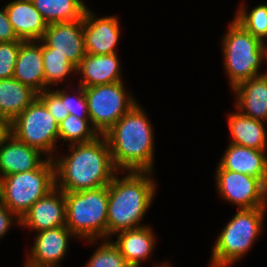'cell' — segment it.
<instances>
[{
    "label": "cell",
    "instance_id": "1",
    "mask_svg": "<svg viewBox=\"0 0 267 267\" xmlns=\"http://www.w3.org/2000/svg\"><path fill=\"white\" fill-rule=\"evenodd\" d=\"M67 156L53 157L55 187L63 192H79L107 186L119 172L114 166L104 135L91 142L67 145Z\"/></svg>",
    "mask_w": 267,
    "mask_h": 267
},
{
    "label": "cell",
    "instance_id": "2",
    "mask_svg": "<svg viewBox=\"0 0 267 267\" xmlns=\"http://www.w3.org/2000/svg\"><path fill=\"white\" fill-rule=\"evenodd\" d=\"M137 103L105 134L119 172H153L154 128Z\"/></svg>",
    "mask_w": 267,
    "mask_h": 267
},
{
    "label": "cell",
    "instance_id": "3",
    "mask_svg": "<svg viewBox=\"0 0 267 267\" xmlns=\"http://www.w3.org/2000/svg\"><path fill=\"white\" fill-rule=\"evenodd\" d=\"M119 173L107 185V239L121 231L144 227L140 222L156 194L152 172L127 171L122 178Z\"/></svg>",
    "mask_w": 267,
    "mask_h": 267
},
{
    "label": "cell",
    "instance_id": "4",
    "mask_svg": "<svg viewBox=\"0 0 267 267\" xmlns=\"http://www.w3.org/2000/svg\"><path fill=\"white\" fill-rule=\"evenodd\" d=\"M266 210L267 207L237 209L215 241L210 267H229L245 256L263 231Z\"/></svg>",
    "mask_w": 267,
    "mask_h": 267
},
{
    "label": "cell",
    "instance_id": "5",
    "mask_svg": "<svg viewBox=\"0 0 267 267\" xmlns=\"http://www.w3.org/2000/svg\"><path fill=\"white\" fill-rule=\"evenodd\" d=\"M222 38L224 70L231 89L243 81L260 75L262 62L267 61V45L255 38L235 19Z\"/></svg>",
    "mask_w": 267,
    "mask_h": 267
},
{
    "label": "cell",
    "instance_id": "6",
    "mask_svg": "<svg viewBox=\"0 0 267 267\" xmlns=\"http://www.w3.org/2000/svg\"><path fill=\"white\" fill-rule=\"evenodd\" d=\"M66 226L79 239L94 244L107 239L108 186L64 192Z\"/></svg>",
    "mask_w": 267,
    "mask_h": 267
},
{
    "label": "cell",
    "instance_id": "7",
    "mask_svg": "<svg viewBox=\"0 0 267 267\" xmlns=\"http://www.w3.org/2000/svg\"><path fill=\"white\" fill-rule=\"evenodd\" d=\"M55 188V166L52 158L35 170L0 178V203L20 220L31 206Z\"/></svg>",
    "mask_w": 267,
    "mask_h": 267
},
{
    "label": "cell",
    "instance_id": "8",
    "mask_svg": "<svg viewBox=\"0 0 267 267\" xmlns=\"http://www.w3.org/2000/svg\"><path fill=\"white\" fill-rule=\"evenodd\" d=\"M11 134L28 146L53 158L59 140V124L37 97L11 122Z\"/></svg>",
    "mask_w": 267,
    "mask_h": 267
},
{
    "label": "cell",
    "instance_id": "9",
    "mask_svg": "<svg viewBox=\"0 0 267 267\" xmlns=\"http://www.w3.org/2000/svg\"><path fill=\"white\" fill-rule=\"evenodd\" d=\"M92 126L104 135L137 104L127 93L123 81L84 88Z\"/></svg>",
    "mask_w": 267,
    "mask_h": 267
},
{
    "label": "cell",
    "instance_id": "10",
    "mask_svg": "<svg viewBox=\"0 0 267 267\" xmlns=\"http://www.w3.org/2000/svg\"><path fill=\"white\" fill-rule=\"evenodd\" d=\"M216 189L225 201L238 209L267 207V186L248 174L216 169Z\"/></svg>",
    "mask_w": 267,
    "mask_h": 267
},
{
    "label": "cell",
    "instance_id": "11",
    "mask_svg": "<svg viewBox=\"0 0 267 267\" xmlns=\"http://www.w3.org/2000/svg\"><path fill=\"white\" fill-rule=\"evenodd\" d=\"M36 234L23 267H61L58 264L68 253L70 238L76 236L66 225Z\"/></svg>",
    "mask_w": 267,
    "mask_h": 267
},
{
    "label": "cell",
    "instance_id": "12",
    "mask_svg": "<svg viewBox=\"0 0 267 267\" xmlns=\"http://www.w3.org/2000/svg\"><path fill=\"white\" fill-rule=\"evenodd\" d=\"M54 53L64 56L76 68L86 55L83 34V18L71 22L48 24L40 40Z\"/></svg>",
    "mask_w": 267,
    "mask_h": 267
},
{
    "label": "cell",
    "instance_id": "13",
    "mask_svg": "<svg viewBox=\"0 0 267 267\" xmlns=\"http://www.w3.org/2000/svg\"><path fill=\"white\" fill-rule=\"evenodd\" d=\"M120 23L117 16L96 17L88 7L83 16V34L87 54L116 53L120 39Z\"/></svg>",
    "mask_w": 267,
    "mask_h": 267
},
{
    "label": "cell",
    "instance_id": "14",
    "mask_svg": "<svg viewBox=\"0 0 267 267\" xmlns=\"http://www.w3.org/2000/svg\"><path fill=\"white\" fill-rule=\"evenodd\" d=\"M20 226L40 232L66 225L64 192L54 188L36 201L21 218Z\"/></svg>",
    "mask_w": 267,
    "mask_h": 267
},
{
    "label": "cell",
    "instance_id": "15",
    "mask_svg": "<svg viewBox=\"0 0 267 267\" xmlns=\"http://www.w3.org/2000/svg\"><path fill=\"white\" fill-rule=\"evenodd\" d=\"M45 154L10 134L0 145V178L37 169Z\"/></svg>",
    "mask_w": 267,
    "mask_h": 267
},
{
    "label": "cell",
    "instance_id": "16",
    "mask_svg": "<svg viewBox=\"0 0 267 267\" xmlns=\"http://www.w3.org/2000/svg\"><path fill=\"white\" fill-rule=\"evenodd\" d=\"M265 151L229 143L216 169L248 174L260 179L267 186V155Z\"/></svg>",
    "mask_w": 267,
    "mask_h": 267
},
{
    "label": "cell",
    "instance_id": "17",
    "mask_svg": "<svg viewBox=\"0 0 267 267\" xmlns=\"http://www.w3.org/2000/svg\"><path fill=\"white\" fill-rule=\"evenodd\" d=\"M13 77L37 93L47 90L42 57V42L23 41L14 66Z\"/></svg>",
    "mask_w": 267,
    "mask_h": 267
},
{
    "label": "cell",
    "instance_id": "18",
    "mask_svg": "<svg viewBox=\"0 0 267 267\" xmlns=\"http://www.w3.org/2000/svg\"><path fill=\"white\" fill-rule=\"evenodd\" d=\"M117 55V53L105 55L86 53L76 68V75H80L79 85L87 88L123 81Z\"/></svg>",
    "mask_w": 267,
    "mask_h": 267
},
{
    "label": "cell",
    "instance_id": "19",
    "mask_svg": "<svg viewBox=\"0 0 267 267\" xmlns=\"http://www.w3.org/2000/svg\"><path fill=\"white\" fill-rule=\"evenodd\" d=\"M8 20L19 40L39 41L47 28L31 0H13L5 5Z\"/></svg>",
    "mask_w": 267,
    "mask_h": 267
},
{
    "label": "cell",
    "instance_id": "20",
    "mask_svg": "<svg viewBox=\"0 0 267 267\" xmlns=\"http://www.w3.org/2000/svg\"><path fill=\"white\" fill-rule=\"evenodd\" d=\"M232 91L235 108L242 115L267 123V72L241 82Z\"/></svg>",
    "mask_w": 267,
    "mask_h": 267
},
{
    "label": "cell",
    "instance_id": "21",
    "mask_svg": "<svg viewBox=\"0 0 267 267\" xmlns=\"http://www.w3.org/2000/svg\"><path fill=\"white\" fill-rule=\"evenodd\" d=\"M115 244L131 267H140L155 249L156 237L150 226L125 230L117 233Z\"/></svg>",
    "mask_w": 267,
    "mask_h": 267
},
{
    "label": "cell",
    "instance_id": "22",
    "mask_svg": "<svg viewBox=\"0 0 267 267\" xmlns=\"http://www.w3.org/2000/svg\"><path fill=\"white\" fill-rule=\"evenodd\" d=\"M232 144L257 150H267V123L242 115L239 111L228 115Z\"/></svg>",
    "mask_w": 267,
    "mask_h": 267
},
{
    "label": "cell",
    "instance_id": "23",
    "mask_svg": "<svg viewBox=\"0 0 267 267\" xmlns=\"http://www.w3.org/2000/svg\"><path fill=\"white\" fill-rule=\"evenodd\" d=\"M37 97L36 91L14 77L0 79V117L12 122Z\"/></svg>",
    "mask_w": 267,
    "mask_h": 267
},
{
    "label": "cell",
    "instance_id": "24",
    "mask_svg": "<svg viewBox=\"0 0 267 267\" xmlns=\"http://www.w3.org/2000/svg\"><path fill=\"white\" fill-rule=\"evenodd\" d=\"M48 24L82 19L87 8L82 0H31Z\"/></svg>",
    "mask_w": 267,
    "mask_h": 267
},
{
    "label": "cell",
    "instance_id": "25",
    "mask_svg": "<svg viewBox=\"0 0 267 267\" xmlns=\"http://www.w3.org/2000/svg\"><path fill=\"white\" fill-rule=\"evenodd\" d=\"M100 134L92 126L90 119H80L75 115L69 114L59 124V141L64 145L65 141L69 144H80L91 142Z\"/></svg>",
    "mask_w": 267,
    "mask_h": 267
},
{
    "label": "cell",
    "instance_id": "26",
    "mask_svg": "<svg viewBox=\"0 0 267 267\" xmlns=\"http://www.w3.org/2000/svg\"><path fill=\"white\" fill-rule=\"evenodd\" d=\"M42 57L45 74V86L49 89L62 83L70 74H76V67L64 56L54 53V49L46 47L42 43Z\"/></svg>",
    "mask_w": 267,
    "mask_h": 267
},
{
    "label": "cell",
    "instance_id": "27",
    "mask_svg": "<svg viewBox=\"0 0 267 267\" xmlns=\"http://www.w3.org/2000/svg\"><path fill=\"white\" fill-rule=\"evenodd\" d=\"M234 19L255 38L267 44V2L247 10L244 4L239 5Z\"/></svg>",
    "mask_w": 267,
    "mask_h": 267
},
{
    "label": "cell",
    "instance_id": "28",
    "mask_svg": "<svg viewBox=\"0 0 267 267\" xmlns=\"http://www.w3.org/2000/svg\"><path fill=\"white\" fill-rule=\"evenodd\" d=\"M103 241L88 260L85 267H131L121 254L114 240L101 239Z\"/></svg>",
    "mask_w": 267,
    "mask_h": 267
},
{
    "label": "cell",
    "instance_id": "29",
    "mask_svg": "<svg viewBox=\"0 0 267 267\" xmlns=\"http://www.w3.org/2000/svg\"><path fill=\"white\" fill-rule=\"evenodd\" d=\"M22 42H0V79L13 77L14 66Z\"/></svg>",
    "mask_w": 267,
    "mask_h": 267
},
{
    "label": "cell",
    "instance_id": "30",
    "mask_svg": "<svg viewBox=\"0 0 267 267\" xmlns=\"http://www.w3.org/2000/svg\"><path fill=\"white\" fill-rule=\"evenodd\" d=\"M38 98L47 107L49 113L60 124L68 115L65 102H62V89H47L38 93Z\"/></svg>",
    "mask_w": 267,
    "mask_h": 267
},
{
    "label": "cell",
    "instance_id": "31",
    "mask_svg": "<svg viewBox=\"0 0 267 267\" xmlns=\"http://www.w3.org/2000/svg\"><path fill=\"white\" fill-rule=\"evenodd\" d=\"M77 90V92L74 90L73 93H78L74 96L67 93V89H62V102H65V107L69 114L75 115L80 119H90L84 87L78 85Z\"/></svg>",
    "mask_w": 267,
    "mask_h": 267
},
{
    "label": "cell",
    "instance_id": "32",
    "mask_svg": "<svg viewBox=\"0 0 267 267\" xmlns=\"http://www.w3.org/2000/svg\"><path fill=\"white\" fill-rule=\"evenodd\" d=\"M22 41L15 34L12 24L8 20L5 6L0 10V42Z\"/></svg>",
    "mask_w": 267,
    "mask_h": 267
},
{
    "label": "cell",
    "instance_id": "33",
    "mask_svg": "<svg viewBox=\"0 0 267 267\" xmlns=\"http://www.w3.org/2000/svg\"><path fill=\"white\" fill-rule=\"evenodd\" d=\"M14 222L20 225L21 221L8 207L0 203V239L11 229Z\"/></svg>",
    "mask_w": 267,
    "mask_h": 267
},
{
    "label": "cell",
    "instance_id": "34",
    "mask_svg": "<svg viewBox=\"0 0 267 267\" xmlns=\"http://www.w3.org/2000/svg\"><path fill=\"white\" fill-rule=\"evenodd\" d=\"M11 134V122L3 117H0V145Z\"/></svg>",
    "mask_w": 267,
    "mask_h": 267
},
{
    "label": "cell",
    "instance_id": "35",
    "mask_svg": "<svg viewBox=\"0 0 267 267\" xmlns=\"http://www.w3.org/2000/svg\"><path fill=\"white\" fill-rule=\"evenodd\" d=\"M155 267H173L172 265H170V263L169 262H163V263H161V265L159 264V265H155Z\"/></svg>",
    "mask_w": 267,
    "mask_h": 267
}]
</instances>
